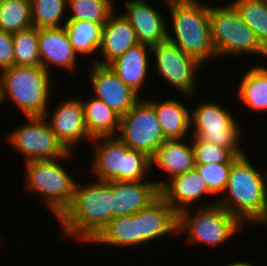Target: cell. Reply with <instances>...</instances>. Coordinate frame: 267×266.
Masks as SVG:
<instances>
[{"label":"cell","instance_id":"6da1fadb","mask_svg":"<svg viewBox=\"0 0 267 266\" xmlns=\"http://www.w3.org/2000/svg\"><path fill=\"white\" fill-rule=\"evenodd\" d=\"M77 181L69 207L57 219L61 238L89 244L113 218L111 181ZM78 239V240H77Z\"/></svg>","mask_w":267,"mask_h":266},{"label":"cell","instance_id":"d6986e66","mask_svg":"<svg viewBox=\"0 0 267 266\" xmlns=\"http://www.w3.org/2000/svg\"><path fill=\"white\" fill-rule=\"evenodd\" d=\"M155 167L167 174L163 180L153 178L159 189L175 176L193 170L195 162L191 140L190 143L186 138L165 140L151 158V171Z\"/></svg>","mask_w":267,"mask_h":266},{"label":"cell","instance_id":"8992f818","mask_svg":"<svg viewBox=\"0 0 267 266\" xmlns=\"http://www.w3.org/2000/svg\"><path fill=\"white\" fill-rule=\"evenodd\" d=\"M209 200L197 203L195 210L189 208L178 214V234L187 236L185 243L218 248L244 231L245 225L218 204V199Z\"/></svg>","mask_w":267,"mask_h":266},{"label":"cell","instance_id":"8d00e7d4","mask_svg":"<svg viewBox=\"0 0 267 266\" xmlns=\"http://www.w3.org/2000/svg\"><path fill=\"white\" fill-rule=\"evenodd\" d=\"M257 224L258 226L261 225H266L267 227V207L264 210L263 215L254 223V225Z\"/></svg>","mask_w":267,"mask_h":266},{"label":"cell","instance_id":"e575fe53","mask_svg":"<svg viewBox=\"0 0 267 266\" xmlns=\"http://www.w3.org/2000/svg\"><path fill=\"white\" fill-rule=\"evenodd\" d=\"M14 65L13 34L0 30V71Z\"/></svg>","mask_w":267,"mask_h":266},{"label":"cell","instance_id":"ffe728a7","mask_svg":"<svg viewBox=\"0 0 267 266\" xmlns=\"http://www.w3.org/2000/svg\"><path fill=\"white\" fill-rule=\"evenodd\" d=\"M160 195L177 214L193 208L203 197L215 196L195 168L169 180L160 189Z\"/></svg>","mask_w":267,"mask_h":266},{"label":"cell","instance_id":"5b68a950","mask_svg":"<svg viewBox=\"0 0 267 266\" xmlns=\"http://www.w3.org/2000/svg\"><path fill=\"white\" fill-rule=\"evenodd\" d=\"M90 144L93 152L89 172L96 175V180L141 181L152 176L151 158L131 150L118 136L95 137Z\"/></svg>","mask_w":267,"mask_h":266},{"label":"cell","instance_id":"2e32d148","mask_svg":"<svg viewBox=\"0 0 267 266\" xmlns=\"http://www.w3.org/2000/svg\"><path fill=\"white\" fill-rule=\"evenodd\" d=\"M138 220V246L149 245L167 235H178V214L159 195L147 207L136 212Z\"/></svg>","mask_w":267,"mask_h":266},{"label":"cell","instance_id":"30bf717a","mask_svg":"<svg viewBox=\"0 0 267 266\" xmlns=\"http://www.w3.org/2000/svg\"><path fill=\"white\" fill-rule=\"evenodd\" d=\"M142 97L120 118L117 136L131 149L153 157L166 140L154 107Z\"/></svg>","mask_w":267,"mask_h":266},{"label":"cell","instance_id":"f546056e","mask_svg":"<svg viewBox=\"0 0 267 266\" xmlns=\"http://www.w3.org/2000/svg\"><path fill=\"white\" fill-rule=\"evenodd\" d=\"M231 3L267 50V0H232Z\"/></svg>","mask_w":267,"mask_h":266},{"label":"cell","instance_id":"cb8c5ba5","mask_svg":"<svg viewBox=\"0 0 267 266\" xmlns=\"http://www.w3.org/2000/svg\"><path fill=\"white\" fill-rule=\"evenodd\" d=\"M256 64L248 67L241 78L240 85L237 87V98L242 105L250 108L253 112L267 111V66Z\"/></svg>","mask_w":267,"mask_h":266},{"label":"cell","instance_id":"5bb4252c","mask_svg":"<svg viewBox=\"0 0 267 266\" xmlns=\"http://www.w3.org/2000/svg\"><path fill=\"white\" fill-rule=\"evenodd\" d=\"M87 72L92 96L102 100L120 116L125 115L141 97L128 87L109 67L91 63Z\"/></svg>","mask_w":267,"mask_h":266},{"label":"cell","instance_id":"e0dca14e","mask_svg":"<svg viewBox=\"0 0 267 266\" xmlns=\"http://www.w3.org/2000/svg\"><path fill=\"white\" fill-rule=\"evenodd\" d=\"M37 32L41 66L49 73L53 66L76 71L79 55L73 49L65 26L37 28Z\"/></svg>","mask_w":267,"mask_h":266},{"label":"cell","instance_id":"f1b7e54d","mask_svg":"<svg viewBox=\"0 0 267 266\" xmlns=\"http://www.w3.org/2000/svg\"><path fill=\"white\" fill-rule=\"evenodd\" d=\"M33 26L30 0H0V30L16 33Z\"/></svg>","mask_w":267,"mask_h":266},{"label":"cell","instance_id":"83f0119b","mask_svg":"<svg viewBox=\"0 0 267 266\" xmlns=\"http://www.w3.org/2000/svg\"><path fill=\"white\" fill-rule=\"evenodd\" d=\"M113 0H67L68 21H91L102 26L114 12Z\"/></svg>","mask_w":267,"mask_h":266},{"label":"cell","instance_id":"ba28073f","mask_svg":"<svg viewBox=\"0 0 267 266\" xmlns=\"http://www.w3.org/2000/svg\"><path fill=\"white\" fill-rule=\"evenodd\" d=\"M210 5L211 39L217 58L256 56L267 58V50L260 44L254 31L242 20L235 6ZM247 54V55H246Z\"/></svg>","mask_w":267,"mask_h":266},{"label":"cell","instance_id":"4dcf8cb0","mask_svg":"<svg viewBox=\"0 0 267 266\" xmlns=\"http://www.w3.org/2000/svg\"><path fill=\"white\" fill-rule=\"evenodd\" d=\"M33 26L59 28L67 24V0H30ZM65 16V17H64ZM63 24H62V23Z\"/></svg>","mask_w":267,"mask_h":266},{"label":"cell","instance_id":"d4e9b609","mask_svg":"<svg viewBox=\"0 0 267 266\" xmlns=\"http://www.w3.org/2000/svg\"><path fill=\"white\" fill-rule=\"evenodd\" d=\"M84 109V120L91 138L117 136L121 116L108 107L102 100L90 96L81 99Z\"/></svg>","mask_w":267,"mask_h":266},{"label":"cell","instance_id":"7a4b0ae2","mask_svg":"<svg viewBox=\"0 0 267 266\" xmlns=\"http://www.w3.org/2000/svg\"><path fill=\"white\" fill-rule=\"evenodd\" d=\"M247 156L245 152L232 162L225 190L217 203L244 225L254 226L267 207V172L254 167Z\"/></svg>","mask_w":267,"mask_h":266},{"label":"cell","instance_id":"7c38bea8","mask_svg":"<svg viewBox=\"0 0 267 266\" xmlns=\"http://www.w3.org/2000/svg\"><path fill=\"white\" fill-rule=\"evenodd\" d=\"M151 55L158 77L192 100L198 93L196 79L203 65L169 41L152 46Z\"/></svg>","mask_w":267,"mask_h":266},{"label":"cell","instance_id":"8fae6325","mask_svg":"<svg viewBox=\"0 0 267 266\" xmlns=\"http://www.w3.org/2000/svg\"><path fill=\"white\" fill-rule=\"evenodd\" d=\"M26 120L23 125L10 131L6 139L20 156H24V163L54 160L68 153L43 116L26 117Z\"/></svg>","mask_w":267,"mask_h":266},{"label":"cell","instance_id":"836d02e7","mask_svg":"<svg viewBox=\"0 0 267 266\" xmlns=\"http://www.w3.org/2000/svg\"><path fill=\"white\" fill-rule=\"evenodd\" d=\"M232 163L195 164V169L203 178L209 190L220 196L226 187Z\"/></svg>","mask_w":267,"mask_h":266},{"label":"cell","instance_id":"277c9868","mask_svg":"<svg viewBox=\"0 0 267 266\" xmlns=\"http://www.w3.org/2000/svg\"><path fill=\"white\" fill-rule=\"evenodd\" d=\"M50 76L42 66L14 65L0 71V105L10 98L24 117L44 116L54 93Z\"/></svg>","mask_w":267,"mask_h":266},{"label":"cell","instance_id":"484cf974","mask_svg":"<svg viewBox=\"0 0 267 266\" xmlns=\"http://www.w3.org/2000/svg\"><path fill=\"white\" fill-rule=\"evenodd\" d=\"M120 248H138V220L136 213L112 218L101 232L90 242Z\"/></svg>","mask_w":267,"mask_h":266},{"label":"cell","instance_id":"4316f807","mask_svg":"<svg viewBox=\"0 0 267 266\" xmlns=\"http://www.w3.org/2000/svg\"><path fill=\"white\" fill-rule=\"evenodd\" d=\"M65 29L74 51L81 56L92 55L94 63L101 46L102 25L91 21H67Z\"/></svg>","mask_w":267,"mask_h":266},{"label":"cell","instance_id":"52a82bcc","mask_svg":"<svg viewBox=\"0 0 267 266\" xmlns=\"http://www.w3.org/2000/svg\"><path fill=\"white\" fill-rule=\"evenodd\" d=\"M75 154L68 152L54 160H32L23 164V182L28 191L39 194L41 203L58 219L72 202L77 180L69 173L64 161ZM66 168V169H65Z\"/></svg>","mask_w":267,"mask_h":266},{"label":"cell","instance_id":"9c48e42d","mask_svg":"<svg viewBox=\"0 0 267 266\" xmlns=\"http://www.w3.org/2000/svg\"><path fill=\"white\" fill-rule=\"evenodd\" d=\"M191 109L190 135L210 144L230 148L237 156L245 153L242 147V125L232 110L221 103L198 102Z\"/></svg>","mask_w":267,"mask_h":266},{"label":"cell","instance_id":"d590c367","mask_svg":"<svg viewBox=\"0 0 267 266\" xmlns=\"http://www.w3.org/2000/svg\"><path fill=\"white\" fill-rule=\"evenodd\" d=\"M224 266H257L254 263H251L250 261H234L231 263H227V265L225 264ZM259 266V265H258Z\"/></svg>","mask_w":267,"mask_h":266},{"label":"cell","instance_id":"1f68e13d","mask_svg":"<svg viewBox=\"0 0 267 266\" xmlns=\"http://www.w3.org/2000/svg\"><path fill=\"white\" fill-rule=\"evenodd\" d=\"M15 65L41 66L38 32L35 26L13 33Z\"/></svg>","mask_w":267,"mask_h":266},{"label":"cell","instance_id":"4fadbf2b","mask_svg":"<svg viewBox=\"0 0 267 266\" xmlns=\"http://www.w3.org/2000/svg\"><path fill=\"white\" fill-rule=\"evenodd\" d=\"M55 106L52 112L49 105V109L46 110L43 117L68 152L74 153V149H77L76 146L81 141L84 142L87 139L89 142L92 141L85 125L84 109L80 98L70 97L55 104Z\"/></svg>","mask_w":267,"mask_h":266},{"label":"cell","instance_id":"3957f363","mask_svg":"<svg viewBox=\"0 0 267 266\" xmlns=\"http://www.w3.org/2000/svg\"><path fill=\"white\" fill-rule=\"evenodd\" d=\"M201 1L165 0L164 2L169 7L172 22H170L172 32L167 29V41L204 65L208 60L212 61L214 58L217 60V56L211 39L210 5Z\"/></svg>","mask_w":267,"mask_h":266},{"label":"cell","instance_id":"44dd1931","mask_svg":"<svg viewBox=\"0 0 267 266\" xmlns=\"http://www.w3.org/2000/svg\"><path fill=\"white\" fill-rule=\"evenodd\" d=\"M114 11L102 26L101 46L94 63L108 65L111 61L125 53L130 47L138 44L134 28L121 14Z\"/></svg>","mask_w":267,"mask_h":266},{"label":"cell","instance_id":"ac0fdd59","mask_svg":"<svg viewBox=\"0 0 267 266\" xmlns=\"http://www.w3.org/2000/svg\"><path fill=\"white\" fill-rule=\"evenodd\" d=\"M160 195L154 179L141 181H111L113 218L133 215L147 207Z\"/></svg>","mask_w":267,"mask_h":266},{"label":"cell","instance_id":"9a60e30c","mask_svg":"<svg viewBox=\"0 0 267 266\" xmlns=\"http://www.w3.org/2000/svg\"><path fill=\"white\" fill-rule=\"evenodd\" d=\"M124 5L126 11L121 14L134 28L138 43L152 47L167 41L170 26L162 12L147 0H126Z\"/></svg>","mask_w":267,"mask_h":266},{"label":"cell","instance_id":"d6a6232c","mask_svg":"<svg viewBox=\"0 0 267 266\" xmlns=\"http://www.w3.org/2000/svg\"><path fill=\"white\" fill-rule=\"evenodd\" d=\"M195 164L232 163L238 156L227 147L207 143L191 137Z\"/></svg>","mask_w":267,"mask_h":266},{"label":"cell","instance_id":"7402d4cb","mask_svg":"<svg viewBox=\"0 0 267 266\" xmlns=\"http://www.w3.org/2000/svg\"><path fill=\"white\" fill-rule=\"evenodd\" d=\"M149 55L151 47L138 43L108 64V67L141 98V89L145 87L148 73L150 74L149 66L152 65L149 64Z\"/></svg>","mask_w":267,"mask_h":266},{"label":"cell","instance_id":"603a6c76","mask_svg":"<svg viewBox=\"0 0 267 266\" xmlns=\"http://www.w3.org/2000/svg\"><path fill=\"white\" fill-rule=\"evenodd\" d=\"M146 99L154 107L166 140L187 138L191 130V109L186 104L172 97L162 101Z\"/></svg>","mask_w":267,"mask_h":266}]
</instances>
